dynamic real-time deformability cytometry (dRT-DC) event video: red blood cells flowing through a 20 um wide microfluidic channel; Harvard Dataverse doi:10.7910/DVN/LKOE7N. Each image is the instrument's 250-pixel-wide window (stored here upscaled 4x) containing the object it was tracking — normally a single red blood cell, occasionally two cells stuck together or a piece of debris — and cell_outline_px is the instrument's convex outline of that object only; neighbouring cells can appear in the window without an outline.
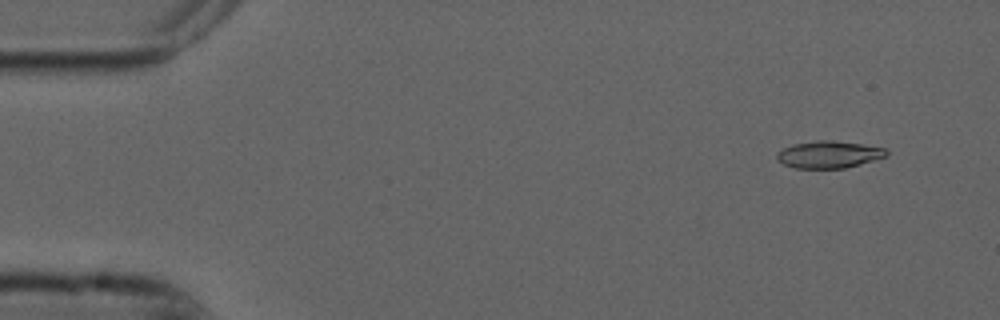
{"species": "common noctule bat (a hibernating species)", "species_latin": "Nyctalus noctula", "temperature_condition": "cold", "stored_images_in_passage": 54, "camera_frame_rate_fps": 3000, "um_per_image_px": 0.085, "animal": {"sex": "male", "forearm_length_mm": 52.5}, "frame": {"image": 1, "passage_image": 4, "time_ms": 1.0, "image_size_px": [1000, 320], "cell_outline_px": [[888, 156], [860, 164], [844, 168], [796, 168], [784, 164], [776, 156], [776, 152], [792, 144], [816, 140], [832, 140], [860, 144], [884, 148], [888, 152]], "centroid_in_image_um": [70.45, 13.13], "position_along_channel_um": 14.5, "area_um2": 17.17}}
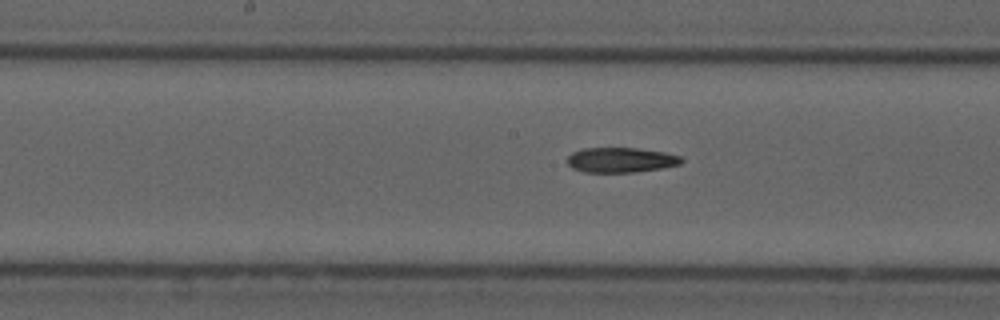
{"frame": {"image": 2, "passage_image": 27, "time_ms": 8.667, "image_size_px": [1000, 320], "cell_outline_px": [[684, 160], [680, 164], [660, 168], [636, 172], [584, 172], [572, 168], [568, 164], [568, 156], [572, 152], [584, 148], [636, 148], [664, 152], [680, 156]], "centroid_in_image_um": [52.76, 13.6], "position_along_channel_um": 195.4, "area_um2": 16.53}}
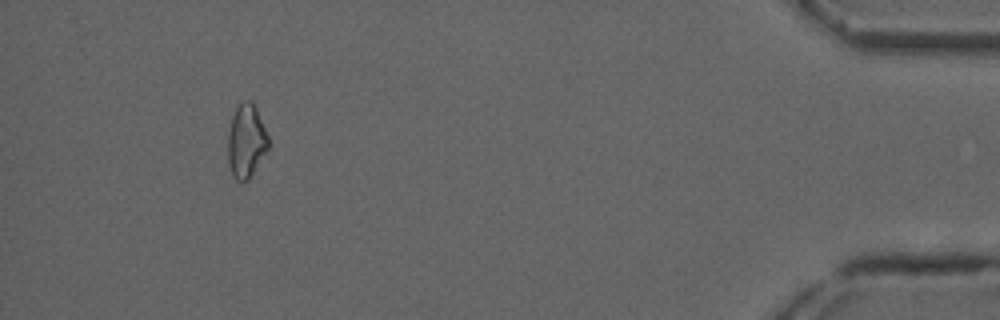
{"frame": {"image": 3, "passage_image": 50, "time_ms": 16.333, "image_size_px": [1000, 320], "cell_outline_px": [[268, 148], [248, 180], [236, 180], [232, 176], [228, 164], [228, 136], [232, 116], [236, 108], [244, 100], [252, 100], [256, 108], [268, 136]], "centroid_in_image_um": [20.91, 11.98], "position_along_channel_um": 414.3, "area_um2": 17.11}}